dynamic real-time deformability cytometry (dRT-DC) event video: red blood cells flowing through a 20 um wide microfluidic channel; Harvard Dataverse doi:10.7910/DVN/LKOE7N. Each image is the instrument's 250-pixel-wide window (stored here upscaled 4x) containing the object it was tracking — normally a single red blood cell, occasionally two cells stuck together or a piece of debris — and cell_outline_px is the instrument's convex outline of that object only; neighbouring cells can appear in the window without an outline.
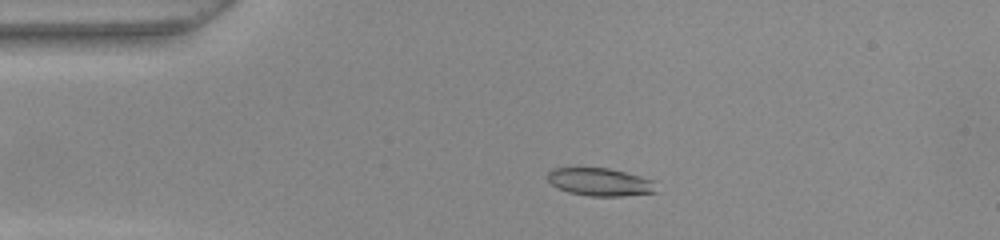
{"species": "common noctule bat (a hibernating species)", "species_latin": "Nyctalus noctula", "temperature_condition": "warm", "stored_images_in_passage": 49, "camera_frame_rate_fps": 3000, "um_per_image_px": 0.085, "animal": {"sex": "female", "body_mass_g": 22.0, "forearm_length_mm": 56.7}, "frame": {"image": 1, "passage_image": 8, "time_ms": 2.333, "image_size_px": [1000, 240], "cell_outline_px": [[656, 192], [620, 196], [588, 196], [568, 192], [552, 184], [548, 180], [548, 172], [552, 168], [608, 168], [656, 180]], "centroid_in_image_um": [51.03, 15.47], "position_along_channel_um": 34.0, "area_um2": 17.57}}
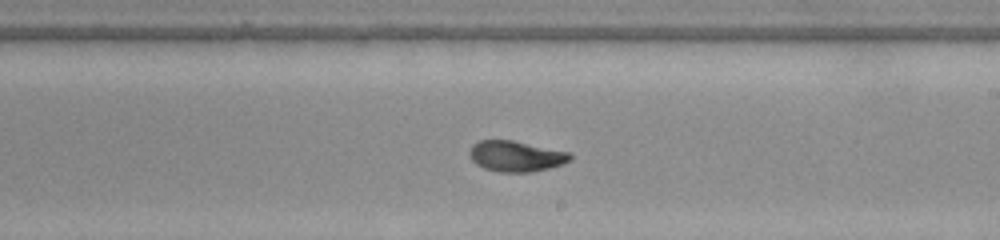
{"frame": {"image": 2, "passage_image": 27, "time_ms": 8.667, "image_size_px": [1000, 240], "cell_outline_px": [[572, 156], [564, 164], [532, 172], [500, 172], [484, 168], [476, 164], [472, 160], [468, 152], [472, 144], [480, 140], [512, 140], [568, 152]], "centroid_in_image_um": [43.81, 13.28], "position_along_channel_um": 245.2, "area_um2": 17.92}}
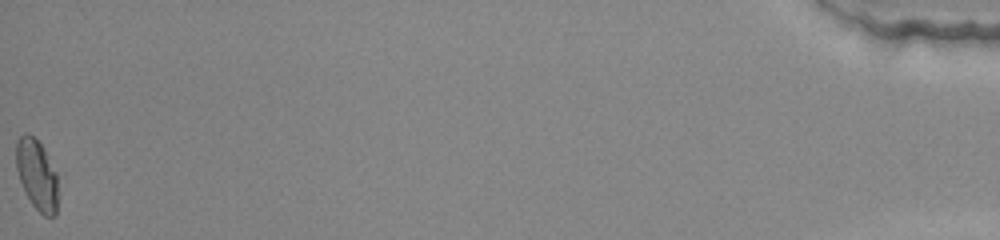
{"frame": {"image": 3, "passage_image": 49, "time_ms": 16.0, "image_size_px": [1000, 240], "cell_outline_px": [[56, 216], [44, 216], [32, 204], [20, 180], [16, 168], [16, 144], [20, 136], [24, 132], [28, 132], [44, 148], [56, 172]], "centroid_in_image_um": [3.12, 14.82], "position_along_channel_um": 432.1, "area_um2": 16.82}, "authors_computed_cell_mechanics": {"area_um2": 18.0336, "velocity_mm_per_s": 3.9753, "shape_relaxation_time_tau1_ms": 5.0378, "shape_relaxation_time_tau2_ms": 1.7417, "deformation_change_tau1": 0.2233, "deformation_change_tau2": 0.0674}}